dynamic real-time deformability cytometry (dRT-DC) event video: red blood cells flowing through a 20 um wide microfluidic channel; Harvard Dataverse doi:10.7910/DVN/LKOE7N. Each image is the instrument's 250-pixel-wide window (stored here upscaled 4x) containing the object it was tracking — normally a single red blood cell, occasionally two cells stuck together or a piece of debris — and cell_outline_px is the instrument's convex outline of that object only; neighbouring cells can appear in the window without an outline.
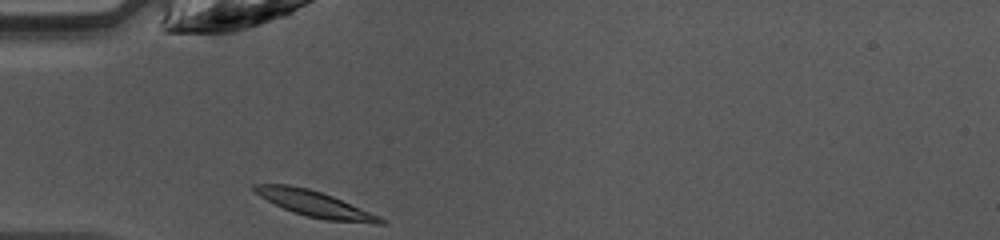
{"species": "common noctule bat (a hibernating species)", "species_latin": "Nyctalus noctula", "temperature_condition": "warm", "stored_images_in_passage": 27, "camera_frame_rate_fps": 3000, "um_per_image_px": 0.085, "animal": {"sex": "female", "body_mass_g": 10.0, "forearm_length_mm": 53.1}, "frame": {"image": 1, "passage_image": 1, "time_ms": 0.0, "image_size_px": [1000, 240], "cell_outline_px": [[384, 224], [376, 224], [324, 220], [308, 216], [284, 208], [260, 196], [252, 188], [252, 184], [288, 184], [308, 188], [332, 196], [380, 216], [384, 220]], "centroid_in_image_um": [26.79, 17.33], "position_along_channel_um": 58.2, "area_um2": 18.67}}
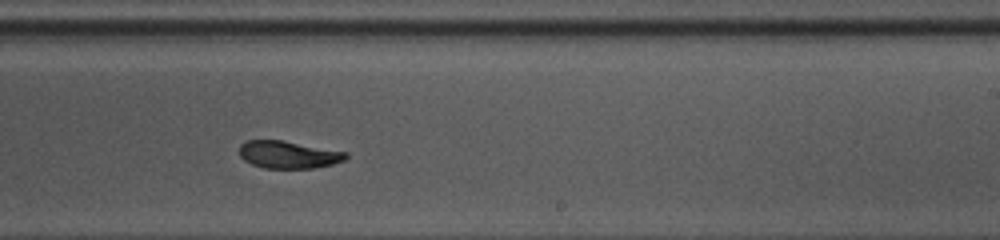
{"frame": {"image": 2, "passage_image": 16, "time_ms": 5.0, "image_size_px": [1000, 240], "cell_outline_px": [[348, 156], [344, 160], [332, 164], [312, 168], [264, 168], [252, 164], [244, 160], [240, 156], [240, 144], [244, 140], [280, 140], [348, 152]], "centroid_in_image_um": [24.49, 13.14], "position_along_channel_um": 264.5, "area_um2": 16.94}}
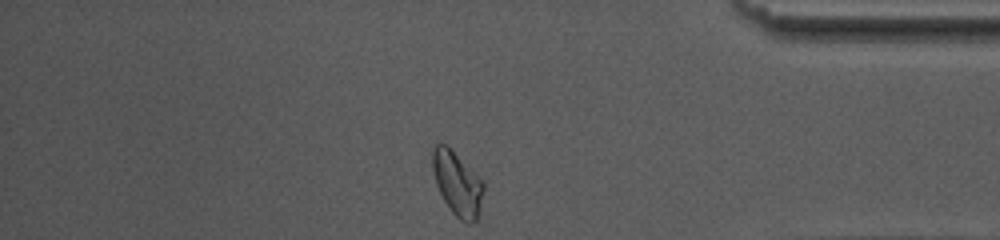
{"frame": {"image": 3, "passage_image": 27, "time_ms": 8.667, "image_size_px": [1000, 240], "cell_outline_px": [[484, 188], [480, 212], [476, 220], [472, 224], [468, 224], [460, 220], [452, 212], [444, 200], [436, 184], [432, 168], [432, 148], [440, 140], [484, 184]], "centroid_in_image_um": [38.85, 15.66], "position_along_channel_um": 396.4, "area_um2": 18.5}, "authors_computed_cell_mechanics": {"area_um2": 17.8024, "velocity_mm_per_s": 4.2148, "shape_relaxation_time_tau1_ms": 2.4994, "shape_relaxation_time_tau2_ms": 3.5957, "deformation_change_tau1": 0.1335, "deformation_change_tau2": 0.0253}}